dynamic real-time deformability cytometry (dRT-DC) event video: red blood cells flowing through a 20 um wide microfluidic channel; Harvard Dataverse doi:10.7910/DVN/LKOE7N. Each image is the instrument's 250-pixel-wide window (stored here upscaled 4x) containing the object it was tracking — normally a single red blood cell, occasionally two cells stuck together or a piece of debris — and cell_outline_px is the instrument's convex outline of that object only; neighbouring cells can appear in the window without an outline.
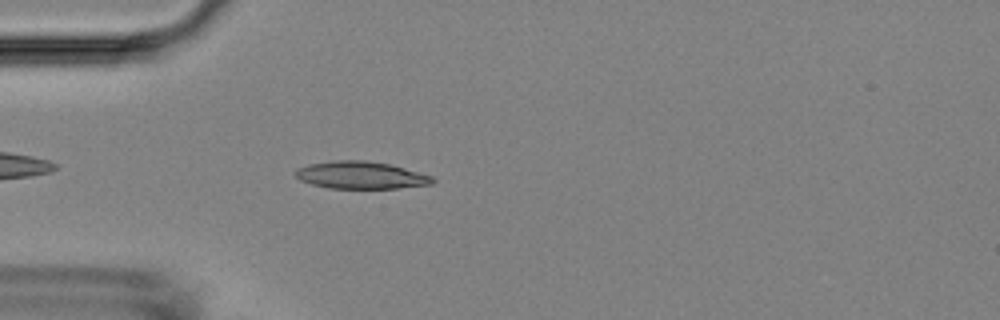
{"species": "Egyptian fruit bat (a non-hibernating species)", "species_latin": "Rousettus aegyptiacus", "temperature_condition": "room temperature", "stored_images_in_passage": 42, "camera_frame_rate_fps": 3000, "um_per_image_px": 0.085, "animal": {"sex": "female"}, "frame": {"image": 1, "passage_image": 4, "time_ms": 1.0, "image_size_px": [1000, 320], "cell_outline_px": [[436, 180], [432, 184], [396, 188], [328, 188], [312, 184], [300, 180], [292, 172], [296, 168], [308, 164], [332, 160], [364, 160], [388, 164], [404, 168], [432, 176]], "centroid_in_image_um": [30.62, 14.88], "position_along_channel_um": 54.4, "area_um2": 21.85}}
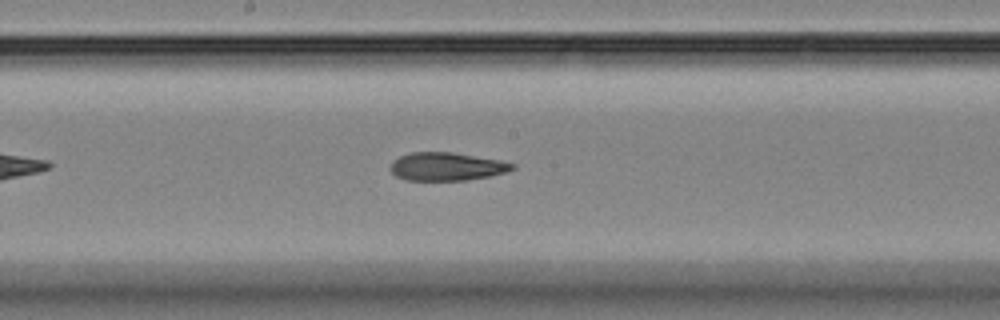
{"frame": {"image": 2, "passage_image": 17, "time_ms": 5.333, "image_size_px": [1000, 320], "cell_outline_px": [[516, 168], [504, 172], [488, 176], [464, 180], [404, 180], [396, 176], [388, 168], [392, 160], [400, 156], [412, 152], [452, 152], [500, 160], [516, 164]], "centroid_in_image_um": [37.92, 14.15], "position_along_channel_um": 210.3, "area_um2": 20.0}}
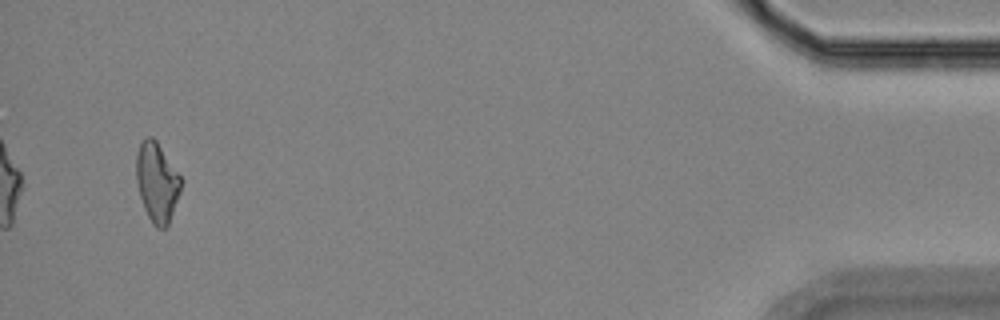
{"frame": {"image": 3, "passage_image": 40, "time_ms": 13.0, "image_size_px": [1000, 320], "cell_outline_px": [[180, 192], [168, 224], [164, 228], [156, 228], [152, 224], [144, 208], [140, 196], [136, 180], [136, 152], [140, 144], [148, 136], [152, 136], [156, 140], [180, 176]], "centroid_in_image_um": [13.31, 15.49], "position_along_channel_um": 421.9, "area_um2": 20.35}, "authors_computed_cell_mechanics": {"area_um2": 20.8947, "velocity_mm_per_s": 3.7425, "shape_relaxation_time_tau1_ms": 7.2269, "shape_relaxation_time_tau2_ms": 4.5108, "deformation_change_tau1": 0.1915, "deformation_change_tau2": 0.1369}}